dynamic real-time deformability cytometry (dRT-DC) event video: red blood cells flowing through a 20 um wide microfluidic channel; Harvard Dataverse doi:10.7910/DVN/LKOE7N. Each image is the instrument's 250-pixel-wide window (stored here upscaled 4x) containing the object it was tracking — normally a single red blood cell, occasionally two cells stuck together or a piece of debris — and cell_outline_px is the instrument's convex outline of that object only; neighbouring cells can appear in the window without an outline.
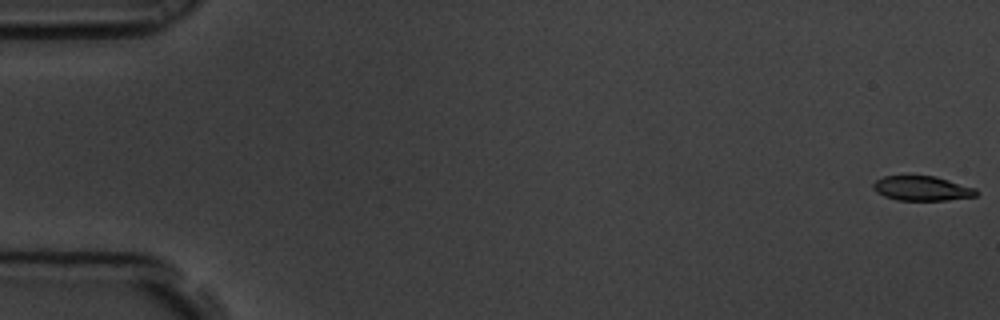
{"species": "common noctule bat (a hibernating species)", "species_latin": "Nyctalus noctula", "temperature_condition": "room temperature", "stored_images_in_passage": 59, "camera_frame_rate_fps": 3000, "um_per_image_px": 0.085, "animal": {"sex": "male", "body_mass_g": 19.5, "forearm_length_mm": 54.6}, "frame": {"image": 1, "passage_image": 1, "time_ms": 0.0, "image_size_px": [1000, 320], "cell_outline_px": [[976, 196], [940, 200], [904, 200], [888, 196], [880, 192], [876, 188], [876, 184], [880, 180], [888, 176], [932, 176], [968, 188], [976, 192]], "centroid_in_image_um": [78.36, 16.02], "position_along_channel_um": 6.6, "area_um2": 13.29}}
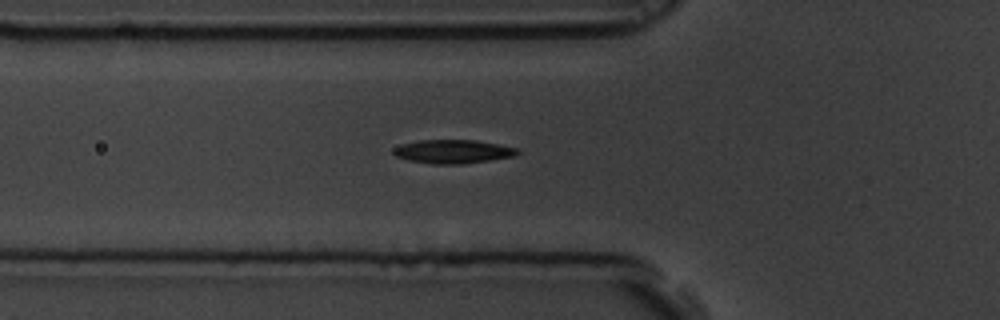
{"frame": {"image": 2, "passage_image": 21, "time_ms": 6.667, "image_size_px": [1000, 320], "cell_outline_px": [[516, 152], [508, 156], [480, 160], [416, 160], [400, 156], [396, 152], [396, 148], [408, 144], [432, 140], [468, 140], [492, 144], [512, 148]], "centroid_in_image_um": [38.51, 12.8], "position_along_channel_um": 87.3, "area_um2": 13.81}}
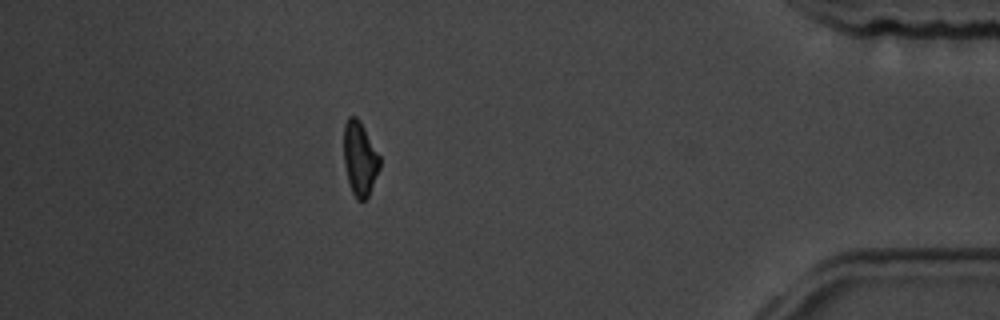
{"frame": {"image": 3, "passage_image": 52, "time_ms": 17.0, "image_size_px": [1000, 320], "cell_outline_px": [[380, 164], [368, 192], [364, 200], [360, 200], [356, 196], [352, 188], [348, 176], [344, 156], [344, 128], [348, 120], [352, 116], [360, 124], [380, 156]], "centroid_in_image_um": [30.58, 13.46], "position_along_channel_um": 404.6, "area_um2": 14.05}, "authors_computed_cell_mechanics": {"area_um2": 13.9298, "velocity_mm_per_s": 3.5164, "shape_relaxation_time_tau1_ms": 3.9488, "shape_relaxation_time_tau2_ms": 5.3995, "deformation_change_tau1": 0.1582, "deformation_change_tau2": 0.1062}}